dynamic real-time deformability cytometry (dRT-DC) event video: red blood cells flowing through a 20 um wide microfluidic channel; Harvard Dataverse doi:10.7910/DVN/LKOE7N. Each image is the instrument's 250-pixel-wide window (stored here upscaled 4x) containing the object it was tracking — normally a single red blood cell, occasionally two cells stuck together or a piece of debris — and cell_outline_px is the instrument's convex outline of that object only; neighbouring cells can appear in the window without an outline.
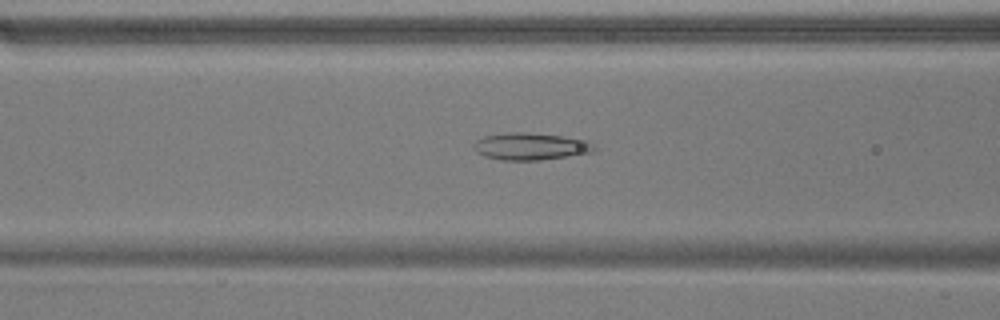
{"species": "common noctule bat (a hibernating species)", "species_latin": "Nyctalus noctula", "temperature_condition": "warm", "stored_images_in_passage": 54, "camera_frame_rate_fps": 3000, "um_per_image_px": 0.085, "animal": {"sex": "male", "body_mass_g": 17.9}, "frame": {"image": 1, "passage_image": 22, "time_ms": 7.0, "image_size_px": [1000, 320], "cell_outline_px": [[596, 148], [592, 152], [540, 160], [500, 160], [484, 156], [476, 152], [472, 144], [476, 140], [484, 136], [508, 132], [528, 132], [560, 136], [588, 140]], "centroid_in_image_um": [45.05, 12.44], "position_along_channel_um": 121.5, "area_um2": 19.02}}
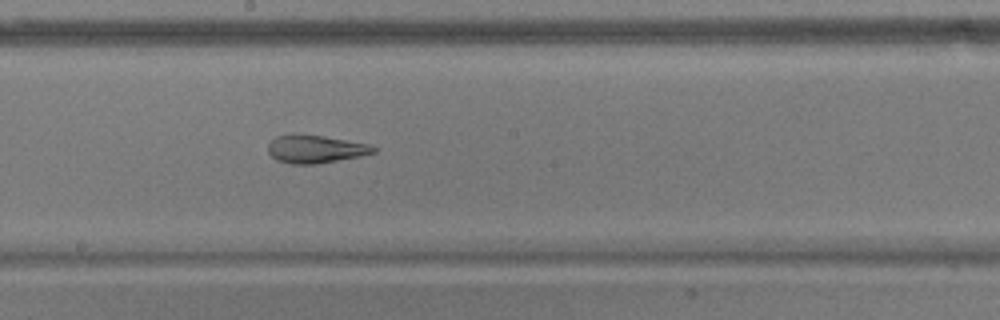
{"frame": {"image": 2, "passage_image": 30, "time_ms": 9.667, "image_size_px": [1000, 320], "cell_outline_px": [[376, 152], [360, 156], [316, 164], [292, 164], [276, 160], [268, 152], [268, 144], [276, 136], [296, 132], [324, 136], [368, 144], [376, 148]], "centroid_in_image_um": [26.76, 12.65], "position_along_channel_um": 221.4, "area_um2": 17.34}}
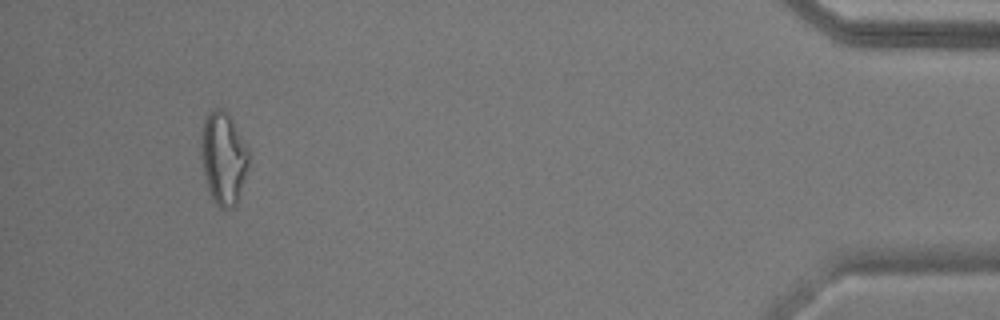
{"frame": {"image": 3, "passage_image": 51, "time_ms": 16.667, "image_size_px": [1000, 320], "cell_outline_px": [[248, 168], [236, 204], [232, 208], [220, 208], [216, 204], [208, 188], [200, 160], [200, 132], [204, 116], [212, 108], [220, 108], [228, 112], [248, 148]], "centroid_in_image_um": [18.95, 13.38], "position_along_channel_um": 416.2, "area_um2": 26.01}, "authors_computed_cell_mechanics": {"area_um2": 23.2356, "velocity_mm_per_s": 3.747, "shape_relaxation_time_tau1_ms": null, "shape_relaxation_time_tau2_ms": 2.6736, "deformation_change_tau1": null, "deformation_change_tau2": 0.1058}}